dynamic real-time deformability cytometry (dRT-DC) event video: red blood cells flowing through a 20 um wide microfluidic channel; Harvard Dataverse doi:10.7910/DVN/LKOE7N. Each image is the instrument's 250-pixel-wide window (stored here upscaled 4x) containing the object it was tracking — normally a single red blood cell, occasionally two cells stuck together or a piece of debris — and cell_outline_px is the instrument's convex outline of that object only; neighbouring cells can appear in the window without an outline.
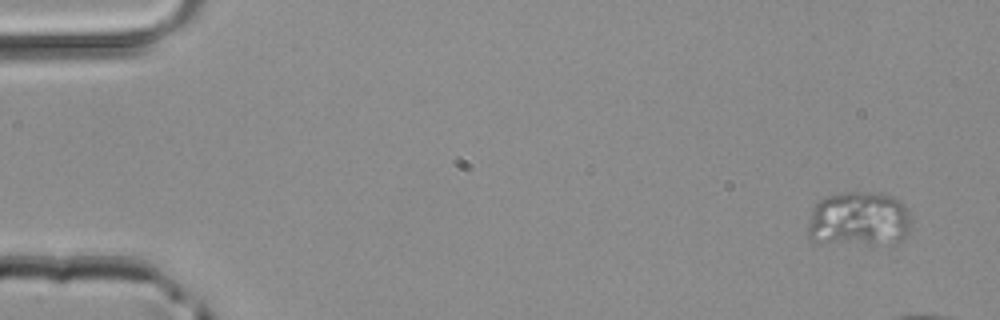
{"species": "common noctule bat (a hibernating species)", "species_latin": "Nyctalus noctula", "temperature_condition": "room temperature", "stored_images_in_passage": 6, "segment_of_instrument_passage": [1, 2], "camera_frame_rate_fps": 3000, "um_per_image_px": 0.085, "animal": {"sex": "male", "body_mass_g": 20.4}, "frame": {"image": 1, "passage_image": 1, "time_ms": 0.0, "image_size_px": [1000, 320], "cell_outline_px": [[912, 220], [904, 240], [872, 244], [868, 244], [812, 240], [808, 236], [808, 228], [812, 208], [820, 200], [828, 196], [844, 192], [872, 192], [892, 196], [908, 212]], "centroid_in_image_um": [73.01, 18.61], "position_along_channel_um": 12.0, "area_um2": 32.43}}